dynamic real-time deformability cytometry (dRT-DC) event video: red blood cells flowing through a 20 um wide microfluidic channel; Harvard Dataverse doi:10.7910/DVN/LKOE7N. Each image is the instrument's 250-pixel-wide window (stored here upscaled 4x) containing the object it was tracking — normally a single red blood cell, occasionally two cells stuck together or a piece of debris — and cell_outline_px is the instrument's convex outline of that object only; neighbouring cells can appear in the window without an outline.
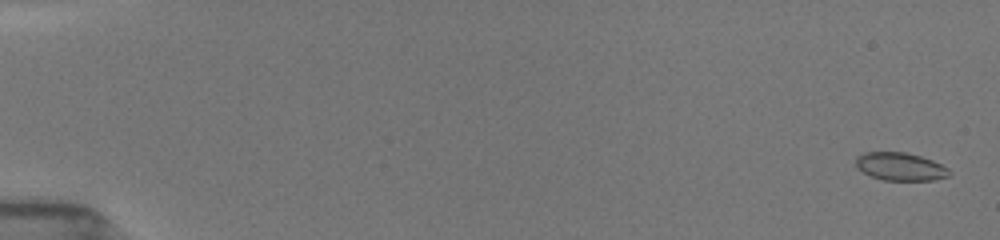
{"species": "common noctule bat (a hibernating species)", "species_latin": "Nyctalus noctula", "temperature_condition": "room temperature", "stored_images_in_passage": 11, "camera_frame_rate_fps": 3000, "um_per_image_px": 0.085, "animal": {"sex": "female", "body_mass_g": 19.5, "forearm_length_mm": 54.1}, "frame": {"image": 1, "passage_image": 1, "time_ms": 0.0, "image_size_px": [1000, 240], "cell_outline_px": [[952, 172], [948, 176], [932, 180], [884, 180], [872, 176], [856, 168], [856, 156], [864, 152], [904, 152], [920, 156], [932, 160], [948, 168]], "centroid_in_image_um": [76.51, 14.15], "position_along_channel_um": 8.5, "area_um2": 15.14}}
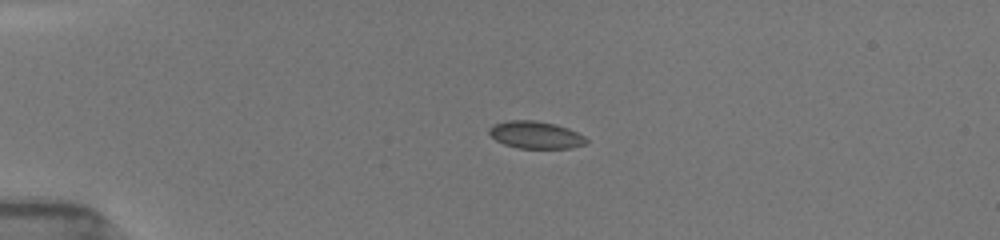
{"frame": {"image": 2, "passage_image": 10, "time_ms": 4.0, "image_size_px": [1000, 240], "cell_outline_px": [[588, 144], [572, 148], [516, 148], [504, 144], [496, 140], [488, 132], [488, 128], [492, 124], [504, 120], [536, 120], [556, 124], [568, 128], [584, 136], [588, 140]], "centroid_in_image_um": [45.52, 11.46], "position_along_channel_um": 39.5, "area_um2": 15.72}}